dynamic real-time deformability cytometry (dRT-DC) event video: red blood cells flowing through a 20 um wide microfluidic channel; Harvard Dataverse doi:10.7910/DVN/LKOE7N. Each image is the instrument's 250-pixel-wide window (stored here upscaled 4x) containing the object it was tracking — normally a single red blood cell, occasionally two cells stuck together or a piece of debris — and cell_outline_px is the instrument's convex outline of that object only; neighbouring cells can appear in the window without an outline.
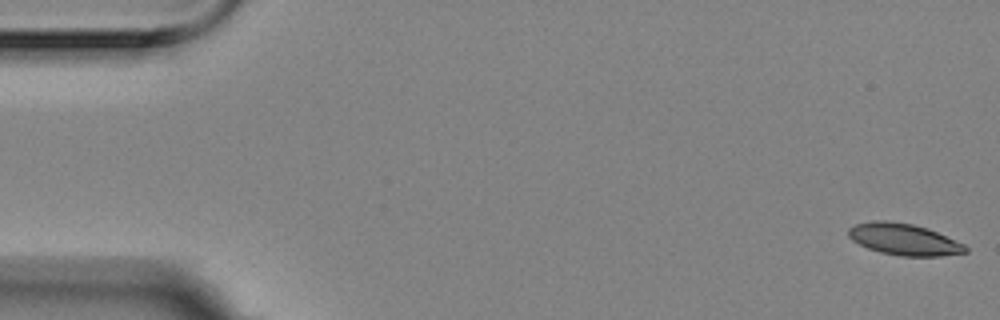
{"species": "Egyptian fruit bat (a non-hibernating species)", "species_latin": "Rousettus aegyptiacus", "temperature_condition": "room temperature", "stored_images_in_passage": 56, "camera_frame_rate_fps": 3000, "um_per_image_px": 0.085, "animal": {"sex": "female"}, "frame": {"image": 1, "passage_image": 1, "time_ms": 0.0, "image_size_px": [1000, 320], "cell_outline_px": [[968, 252], [940, 256], [900, 256], [880, 252], [868, 248], [852, 240], [848, 236], [848, 228], [856, 224], [872, 220], [888, 220], [912, 224], [928, 228], [964, 244], [968, 248]], "centroid_in_image_um": [76.83, 20.34], "position_along_channel_um": 8.2, "area_um2": 21.56}}
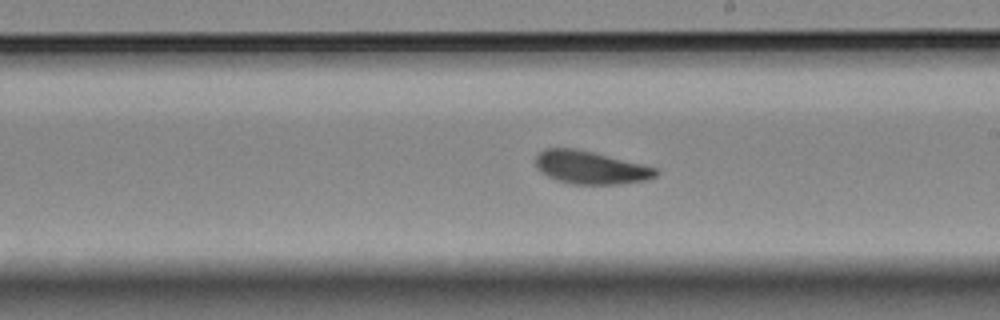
{"frame": {"image": 2, "passage_image": 32, "time_ms": 10.333, "image_size_px": [1000, 320], "cell_outline_px": [[660, 172], [656, 176], [644, 180], [616, 184], [572, 184], [556, 180], [540, 172], [536, 168], [536, 156], [544, 148], [572, 148], [592, 152], [660, 168]], "centroid_in_image_um": [50.2, 14.24], "position_along_channel_um": 238.8, "area_um2": 23.06}}
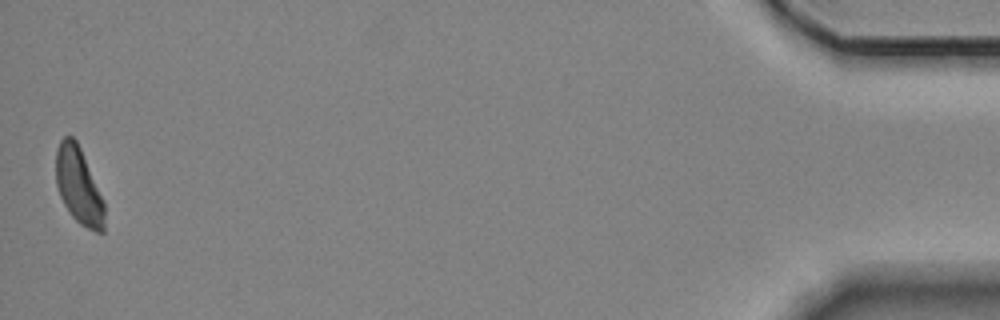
{"frame": {"image": 3, "passage_image": 56, "time_ms": 18.333, "image_size_px": [1000, 320], "cell_outline_px": [[104, 232], [96, 232], [80, 224], [72, 216], [64, 204], [60, 196], [56, 184], [56, 148], [60, 140], [64, 136], [72, 136], [76, 140], [80, 148], [104, 200]], "centroid_in_image_um": [6.68, 15.79], "position_along_channel_um": 428.5, "area_um2": 21.56}, "authors_computed_cell_mechanics": {"area_um2": 22.7443, "velocity_mm_per_s": 3.5106, "shape_relaxation_time_tau1_ms": 5.8454, "shape_relaxation_time_tau2_ms": 3.4183, "deformation_change_tau1": 0.161, "deformation_change_tau2": 0.0879}}